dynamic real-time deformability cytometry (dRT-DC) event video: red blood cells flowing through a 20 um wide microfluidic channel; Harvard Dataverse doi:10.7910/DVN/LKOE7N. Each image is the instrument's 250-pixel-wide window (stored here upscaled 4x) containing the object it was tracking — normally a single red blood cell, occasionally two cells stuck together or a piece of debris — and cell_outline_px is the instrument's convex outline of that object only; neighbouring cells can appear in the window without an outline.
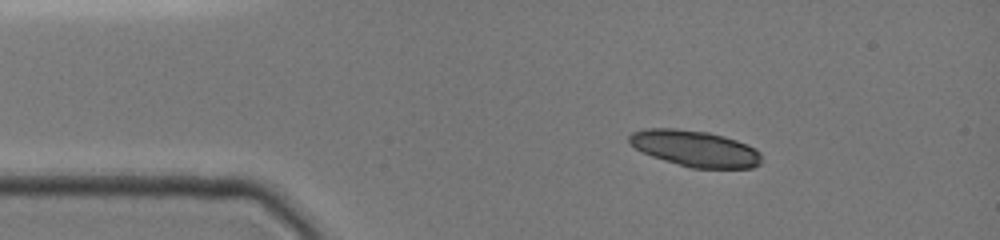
{"species": "common noctule bat (a hibernating species)", "species_latin": "Nyctalus noctula", "temperature_condition": "cold", "stored_images_in_passage": 41, "camera_frame_rate_fps": 3000, "um_per_image_px": 0.085, "animal": {"sex": "female", "body_mass_g": 19.0, "forearm_length_mm": 51.5}, "frame": {"image": 1, "passage_image": 1, "time_ms": 0.0, "image_size_px": [1000, 240], "cell_outline_px": [[760, 164], [752, 168], [692, 168], [664, 160], [652, 156], [636, 148], [628, 140], [628, 136], [632, 132], [644, 128], [676, 128], [708, 132], [724, 136], [736, 140], [756, 148], [760, 152]], "centroid_in_image_um": [59.08, 12.61], "position_along_channel_um": 25.9, "area_um2": 27.8}}